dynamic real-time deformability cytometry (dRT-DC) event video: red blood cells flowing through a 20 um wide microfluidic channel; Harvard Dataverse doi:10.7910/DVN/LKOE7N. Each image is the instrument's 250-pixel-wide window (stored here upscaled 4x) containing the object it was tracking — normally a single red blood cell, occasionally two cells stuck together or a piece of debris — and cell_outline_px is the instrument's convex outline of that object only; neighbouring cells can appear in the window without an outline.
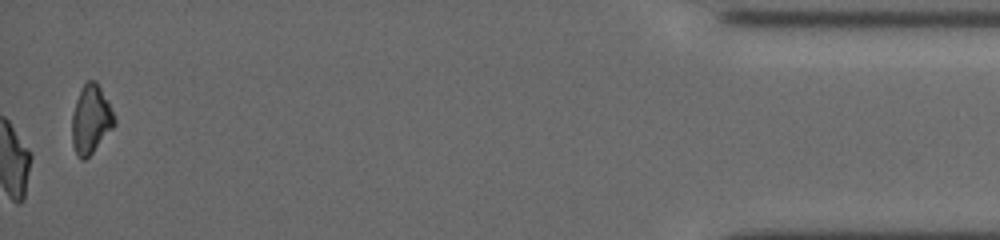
{"species": "common noctule bat (a hibernating species)", "species_latin": "Nyctalus noctula", "temperature_condition": "cold", "stored_images_in_passage": 60, "camera_frame_rate_fps": 3000, "um_per_image_px": 0.085, "animal": {"sex": "female", "body_mass_g": 19.5, "forearm_length_mm": 54.1}, "frame": {"image": 1, "passage_image": 60, "time_ms": 18.667, "image_size_px": [1000, 240], "cell_outline_px": [[116, 124], [92, 152], [84, 160], [80, 160], [72, 144], [72, 112], [80, 88], [88, 80], [96, 80], [116, 120]], "centroid_in_image_um": [7.69, 10.15], "position_along_channel_um": 427.5, "area_um2": 16.65}, "authors_computed_cell_mechanics": {"area_um2": 17.8891, "velocity_mm_per_s": 3.7824, "shape_relaxation_time_tau1_ms": 4.0472, "shape_relaxation_time_tau2_ms": 2.7122, "deformation_change_tau1": 0.1396, "deformation_change_tau2": 0.0774}}